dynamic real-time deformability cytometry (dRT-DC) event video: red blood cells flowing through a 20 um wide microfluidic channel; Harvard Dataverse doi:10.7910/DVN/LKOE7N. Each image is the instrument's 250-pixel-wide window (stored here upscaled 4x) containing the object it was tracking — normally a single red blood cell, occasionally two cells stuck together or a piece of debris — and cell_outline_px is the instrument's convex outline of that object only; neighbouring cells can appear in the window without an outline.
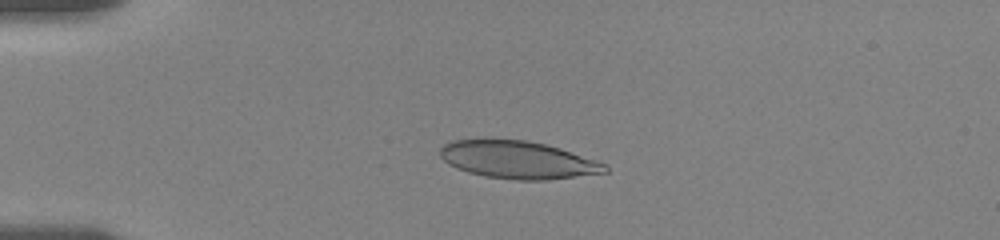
{"species": "human", "species_latin": "Homo sapiens", "temperature_condition": "room temperature", "stored_images_in_passage": 8, "camera_frame_rate_fps": 3000, "um_per_image_px": 0.085, "donor": {"sex": "female"}, "frame": {"image": 1, "passage_image": 5, "time_ms": 3.333, "image_size_px": [1000, 240], "cell_outline_px": [[608, 172], [548, 180], [516, 180], [484, 176], [468, 172], [456, 168], [448, 164], [440, 156], [440, 148], [444, 144], [452, 140], [524, 140], [544, 144], [560, 148], [608, 164]], "centroid_in_image_um": [44.03, 13.6], "position_along_channel_um": 41.0, "area_um2": 36.01}}
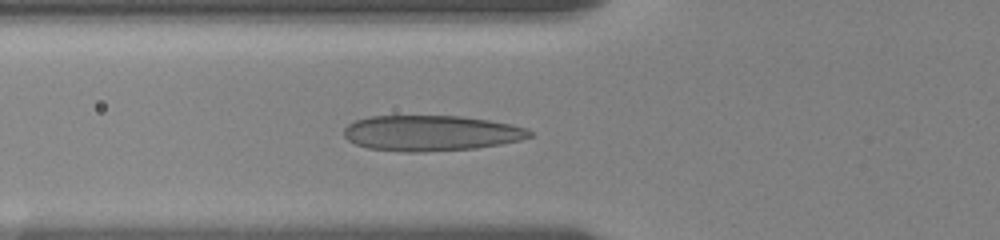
{"frame": {"image": 2, "passage_image": 8, "time_ms": 5.667, "image_size_px": [1000, 240], "cell_outline_px": [[532, 136], [520, 140], [500, 144], [476, 148], [424, 152], [400, 152], [368, 148], [356, 144], [348, 140], [344, 136], [344, 128], [348, 124], [356, 120], [368, 116], [460, 116], [488, 120], [512, 124], [528, 128], [532, 132]], "centroid_in_image_um": [36.63, 11.32], "position_along_channel_um": 89.2, "area_um2": 38.67}}